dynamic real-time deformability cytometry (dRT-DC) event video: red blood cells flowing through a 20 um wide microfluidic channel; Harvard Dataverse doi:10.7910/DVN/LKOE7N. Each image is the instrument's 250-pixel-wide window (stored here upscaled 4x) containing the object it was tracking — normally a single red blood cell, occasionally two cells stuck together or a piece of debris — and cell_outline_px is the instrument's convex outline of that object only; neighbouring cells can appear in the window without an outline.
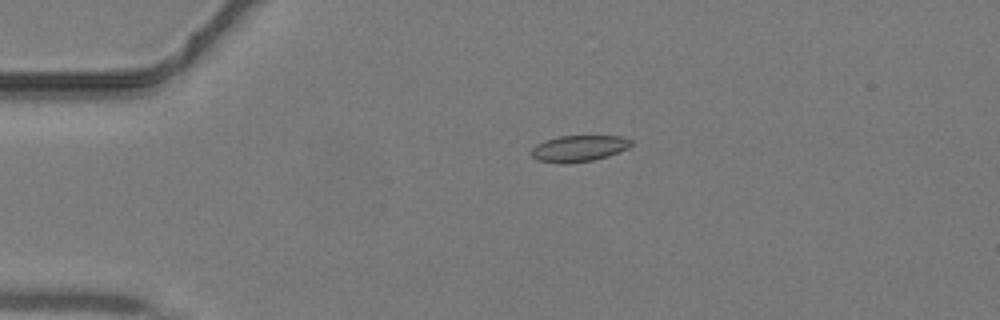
{"species": "common noctule bat (a hibernating species)", "species_latin": "Nyctalus noctula", "temperature_condition": "warm", "stored_images_in_passage": 38, "camera_frame_rate_fps": 3000, "um_per_image_px": 0.085, "animal": {"sex": "male", "body_mass_g": 19.2, "forearm_length_mm": 51.8}, "frame": {"image": 1, "passage_image": 4, "time_ms": 1.0, "image_size_px": [1000, 320], "cell_outline_px": [[632, 144], [628, 148], [608, 156], [592, 160], [568, 164], [560, 164], [536, 160], [532, 156], [532, 148], [536, 144], [544, 140], [560, 136], [620, 136], [632, 140]], "centroid_in_image_um": [49.17, 12.62], "position_along_channel_um": 35.8, "area_um2": 15.37}}
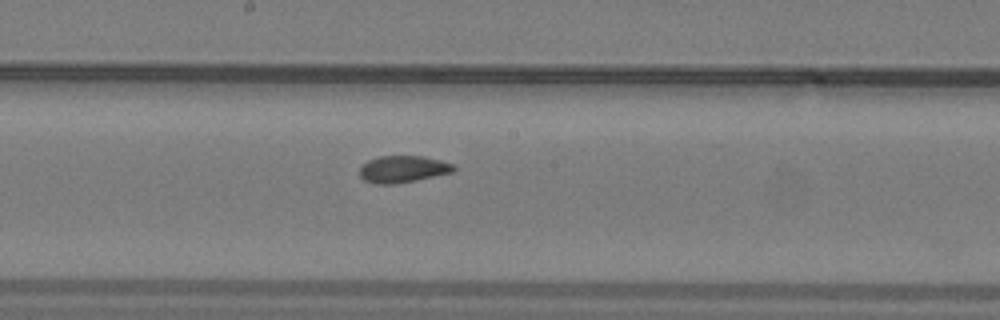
{"frame": {"image": 2, "passage_image": 18, "time_ms": 5.667, "image_size_px": [1000, 320], "cell_outline_px": [[456, 168], [452, 172], [416, 180], [392, 184], [376, 184], [364, 180], [360, 176], [360, 164], [368, 160], [380, 156], [424, 156], [440, 160], [452, 164]], "centroid_in_image_um": [34.21, 14.37], "position_along_channel_um": 214.0, "area_um2": 14.68}}
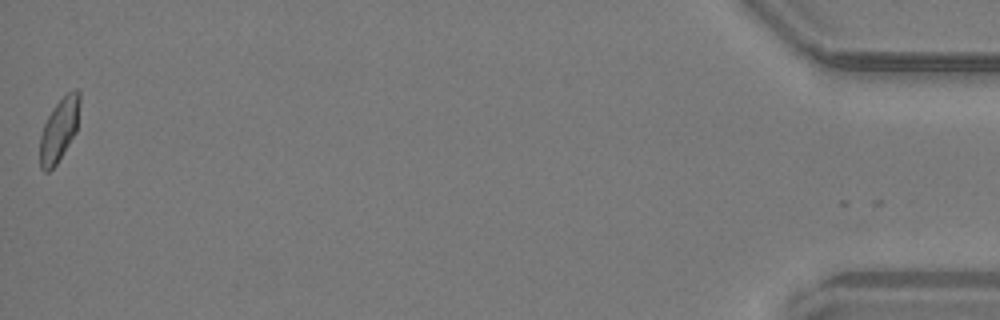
{"frame": {"image": 3, "passage_image": 38, "time_ms": 12.333, "image_size_px": [1000, 320], "cell_outline_px": [[80, 100], [76, 132], [56, 164], [48, 172], [44, 172], [40, 168], [40, 136], [44, 124], [48, 116], [56, 104], [68, 92], [76, 88], [80, 92]], "centroid_in_image_um": [5.03, 11.03], "position_along_channel_um": 430.2, "area_um2": 14.45}}